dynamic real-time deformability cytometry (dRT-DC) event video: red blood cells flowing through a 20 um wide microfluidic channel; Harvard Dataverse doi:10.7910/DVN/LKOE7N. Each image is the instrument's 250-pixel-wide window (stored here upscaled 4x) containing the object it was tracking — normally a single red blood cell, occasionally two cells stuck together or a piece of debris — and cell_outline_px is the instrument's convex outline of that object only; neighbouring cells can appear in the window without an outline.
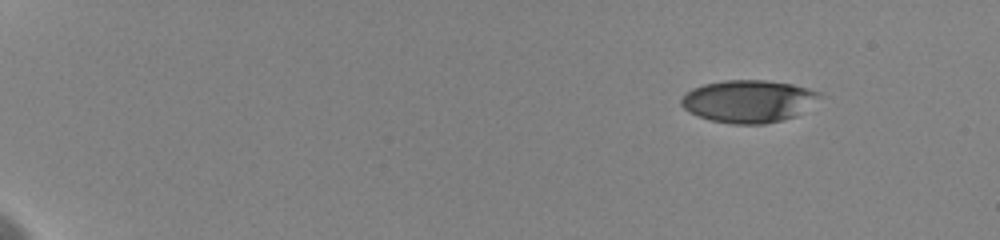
{"species": "human", "species_latin": "Homo sapiens", "temperature_condition": "cold", "stored_images_in_passage": 15, "camera_frame_rate_fps": 3000, "um_per_image_px": 0.085, "donor": {"sex": "female"}, "frame": {"image": 1, "passage_image": 1, "time_ms": 0.0, "image_size_px": [1000, 240], "cell_outline_px": [[824, 96], [796, 116], [784, 120], [764, 124], [732, 124], [712, 120], [688, 112], [680, 104], [680, 100], [692, 88], [704, 84], [724, 80], [764, 80], [792, 84], [808, 88], [820, 92]], "centroid_in_image_um": [63.65, 8.6], "position_along_channel_um": 21.3, "area_um2": 34.33}}
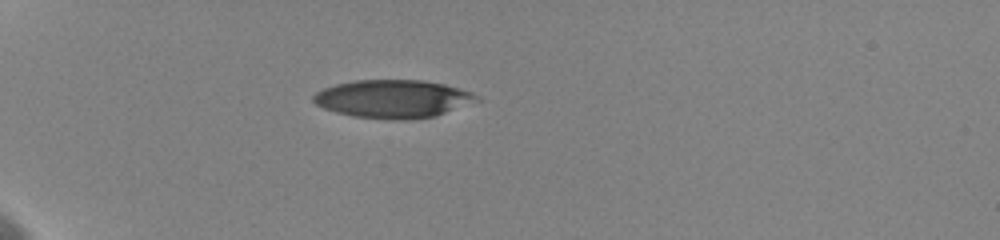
{"frame": {"image": 2, "passage_image": 11, "time_ms": 4.0, "image_size_px": [1000, 240], "cell_outline_px": [[480, 100], [436, 116], [404, 120], [392, 120], [352, 116], [336, 112], [324, 108], [316, 104], [312, 100], [312, 96], [316, 92], [324, 88], [336, 84], [356, 80], [424, 80], [444, 84], [460, 88], [472, 92], [480, 96]], "centroid_in_image_um": [33.42, 8.4], "position_along_channel_um": 51.6, "area_um2": 36.36}}